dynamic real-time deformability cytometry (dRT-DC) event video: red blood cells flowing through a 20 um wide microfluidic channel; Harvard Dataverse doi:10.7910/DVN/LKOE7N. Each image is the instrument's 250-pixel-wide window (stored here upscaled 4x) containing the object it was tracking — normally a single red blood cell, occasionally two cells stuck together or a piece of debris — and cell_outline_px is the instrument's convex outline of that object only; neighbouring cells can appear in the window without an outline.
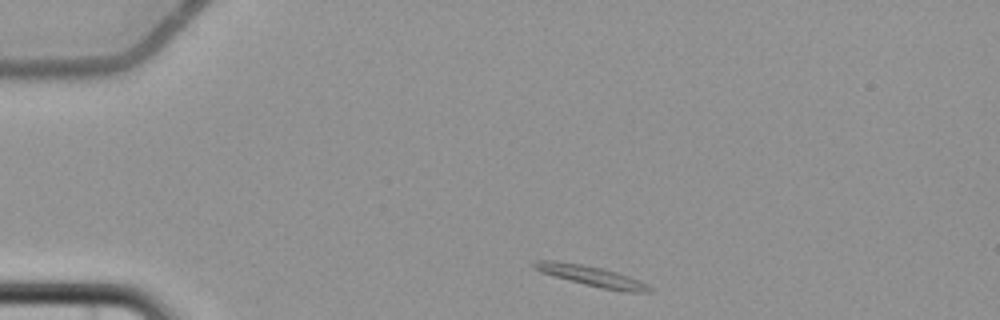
{"species": "common noctule bat (a hibernating species)", "species_latin": "Nyctalus noctula", "temperature_condition": "cold", "stored_images_in_passage": 3, "camera_frame_rate_fps": 3000, "um_per_image_px": 0.085, "animal": {"sex": "female", "body_mass_g": 22.7, "forearm_length_mm": 54.2}, "frame": {"image": 1, "passage_image": 1, "time_ms": 0.0, "image_size_px": [1000, 320], "cell_outline_px": [[652, 292], [624, 292], [600, 288], [552, 276], [540, 272], [532, 268], [532, 260], [556, 260], [584, 264], [604, 268], [640, 280], [648, 284], [652, 288]], "centroid_in_image_um": [50.24, 23.45], "position_along_channel_um": 34.8, "area_um2": 14.16}}
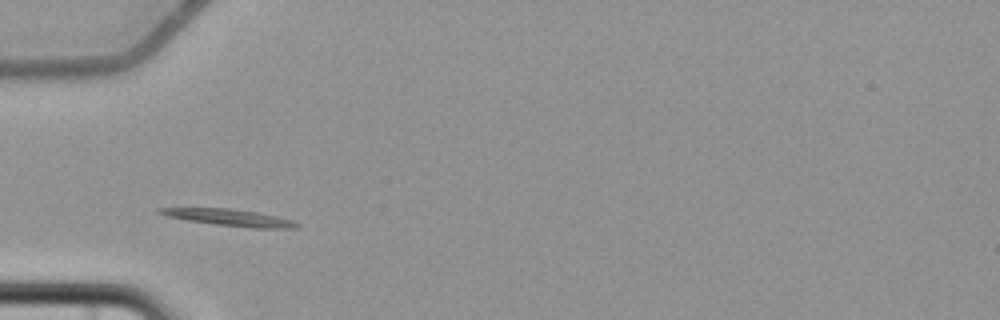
{"frame": {"image": 2, "passage_image": 3, "time_ms": 2.333, "image_size_px": [1000, 320], "cell_outline_px": [[300, 228], [252, 228], [216, 224], [188, 220], [168, 216], [156, 212], [156, 208], [232, 208], [256, 212], [276, 216], [292, 220], [300, 224]], "centroid_in_image_um": [19.55, 18.49], "position_along_channel_um": 65.5, "area_um2": 13.24}}